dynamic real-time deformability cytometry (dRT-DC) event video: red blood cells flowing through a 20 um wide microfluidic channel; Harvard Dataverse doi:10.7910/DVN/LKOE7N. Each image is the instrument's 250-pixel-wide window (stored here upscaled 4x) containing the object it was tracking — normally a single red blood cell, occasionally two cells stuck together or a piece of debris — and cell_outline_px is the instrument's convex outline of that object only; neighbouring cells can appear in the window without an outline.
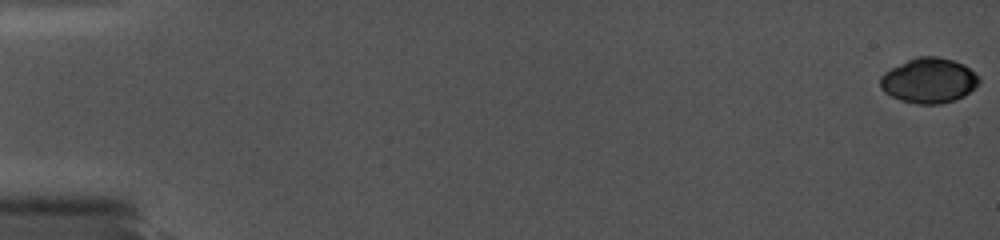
{"species": "common noctule bat (a hibernating species)", "species_latin": "Nyctalus noctula", "temperature_condition": "cold", "stored_images_in_passage": 20, "camera_frame_rate_fps": 5000, "um_per_image_px": 0.085, "animal": {"sex": "female", "body_mass_g": 19.0, "forearm_length_mm": 56.7}, "frame": {"image": 1, "passage_image": 1, "time_ms": 0.0, "image_size_px": [1000, 240], "cell_outline_px": [[980, 80], [964, 96], [956, 100], [940, 104], [920, 104], [900, 100], [884, 92], [880, 88], [880, 76], [884, 72], [916, 56], [936, 56], [952, 60], [964, 64], [980, 76]], "centroid_in_image_um": [78.95, 6.84], "position_along_channel_um": 6.1, "area_um2": 25.89}}
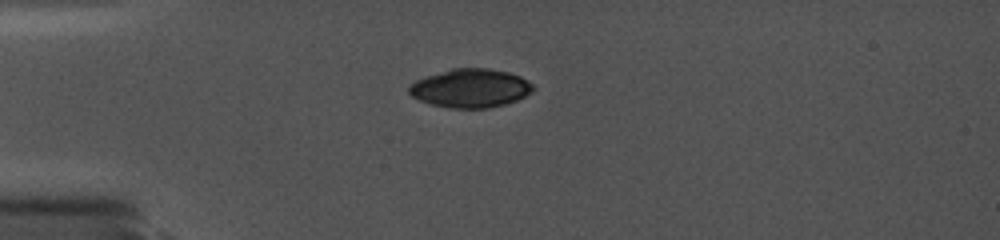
{"frame": {"image": 2, "passage_image": 16, "time_ms": 5.0, "image_size_px": [1000, 240], "cell_outline_px": [[536, 88], [532, 92], [516, 100], [504, 104], [488, 108], [452, 108], [432, 104], [420, 100], [412, 96], [408, 92], [408, 84], [416, 80], [452, 68], [488, 68], [508, 72], [520, 76], [532, 84]], "centroid_in_image_um": [39.99, 7.49], "position_along_channel_um": 45.0, "area_um2": 27.8}}